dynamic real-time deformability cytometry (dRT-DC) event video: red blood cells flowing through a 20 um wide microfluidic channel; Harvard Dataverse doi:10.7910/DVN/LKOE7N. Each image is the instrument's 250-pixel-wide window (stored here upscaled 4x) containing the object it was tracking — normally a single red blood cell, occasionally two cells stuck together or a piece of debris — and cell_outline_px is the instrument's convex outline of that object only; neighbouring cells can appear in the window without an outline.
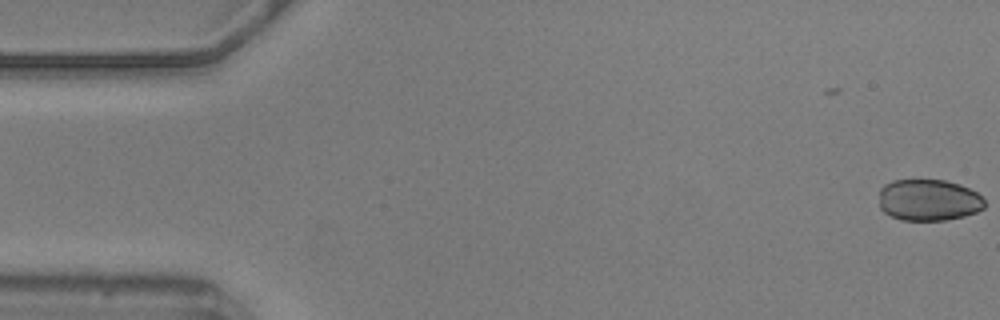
{"species": "common noctule bat (a hibernating species)", "species_latin": "Nyctalus noctula", "temperature_condition": "warm", "stored_images_in_passage": 4, "camera_frame_rate_fps": 3000, "um_per_image_px": 0.085, "animal": {"sex": "male", "body_mass_g": 20.5, "forearm_length_mm": 52.5}, "frame": {"image": 1, "passage_image": 4, "time_ms": 1.0, "image_size_px": [1000, 320], "cell_outline_px": [[984, 208], [976, 212], [964, 216], [944, 220], [900, 220], [884, 212], [880, 208], [880, 188], [884, 184], [892, 180], [944, 180], [960, 184], [976, 192], [984, 200]], "centroid_in_image_um": [78.92, 17.0], "position_along_channel_um": 6.1, "area_um2": 25.55}}